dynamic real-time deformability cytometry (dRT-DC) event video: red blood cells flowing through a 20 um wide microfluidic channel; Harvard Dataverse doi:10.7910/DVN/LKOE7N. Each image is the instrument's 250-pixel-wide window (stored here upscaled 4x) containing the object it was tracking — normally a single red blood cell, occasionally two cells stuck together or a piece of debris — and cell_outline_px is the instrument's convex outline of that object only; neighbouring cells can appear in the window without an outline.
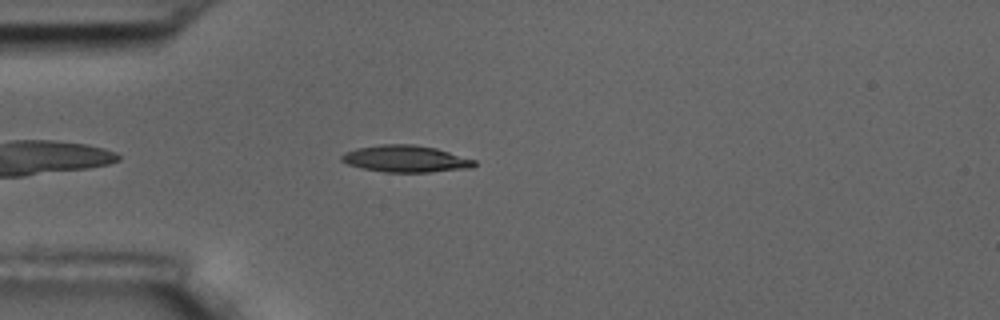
{"species": "common noctule bat (a hibernating species)", "species_latin": "Nyctalus noctula", "temperature_condition": "room temperature", "stored_images_in_passage": 5, "camera_frame_rate_fps": 3000, "um_per_image_px": 0.085, "animal": {"sex": "male", "body_mass_g": 17.5, "forearm_length_mm": 52.3}, "frame": {"image": 1, "passage_image": 4, "time_ms": 3.333, "image_size_px": [1000, 320], "cell_outline_px": [[476, 164], [472, 168], [428, 172], [384, 172], [364, 168], [348, 164], [340, 160], [340, 156], [344, 152], [356, 148], [380, 144], [412, 144], [436, 148], [476, 160]], "centroid_in_image_um": [34.47, 13.49], "position_along_channel_um": 50.5, "area_um2": 20.75}}